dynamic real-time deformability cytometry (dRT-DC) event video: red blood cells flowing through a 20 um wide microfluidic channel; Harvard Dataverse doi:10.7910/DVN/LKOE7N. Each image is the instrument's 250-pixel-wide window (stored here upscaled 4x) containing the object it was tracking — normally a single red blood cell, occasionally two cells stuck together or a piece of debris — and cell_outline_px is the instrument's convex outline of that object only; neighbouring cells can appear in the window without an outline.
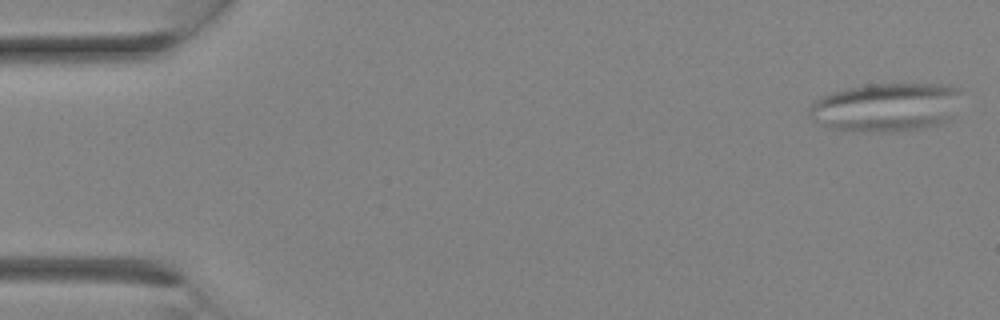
{"species": "Egyptian fruit bat (a non-hibernating species)", "species_latin": "Rousettus aegyptiacus", "temperature_condition": "room temperature", "stored_images_in_passage": 10, "camera_frame_rate_fps": 3000, "um_per_image_px": 0.085, "animal": {"sex": "female"}, "frame": {"image": 1, "passage_image": 1, "time_ms": 0.0, "image_size_px": [1000, 320], "cell_outline_px": [[960, 92], [952, 116], [948, 120], [940, 124], [900, 132], [852, 132], [828, 128], [812, 120], [808, 116], [808, 108], [820, 96], [832, 92], [848, 88], [868, 84], [948, 84], [960, 88]], "centroid_in_image_um": [75.27, 9.13], "position_along_channel_um": 9.7, "area_um2": 43.7}}
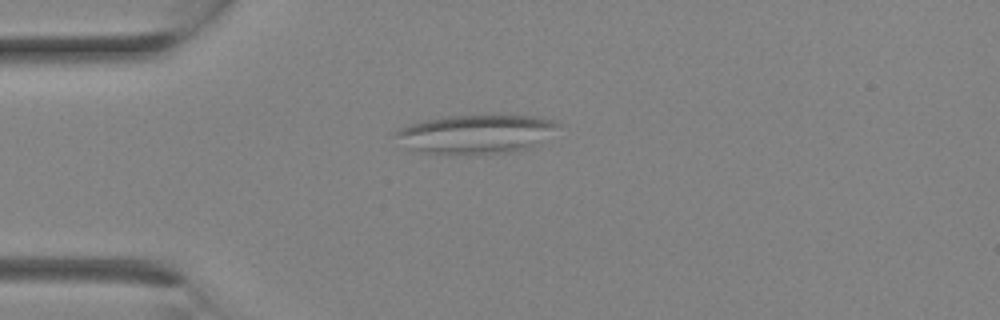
{"frame": {"image": 2, "passage_image": 7, "time_ms": 2.0, "image_size_px": [1000, 320], "cell_outline_px": [[560, 124], [532, 148], [516, 152], [476, 156], [448, 156], [420, 152], [404, 148], [392, 132], [408, 124], [424, 120], [448, 116], [536, 116], [552, 120]], "centroid_in_image_um": [40.35, 11.46], "position_along_channel_um": 44.7, "area_um2": 37.74}}
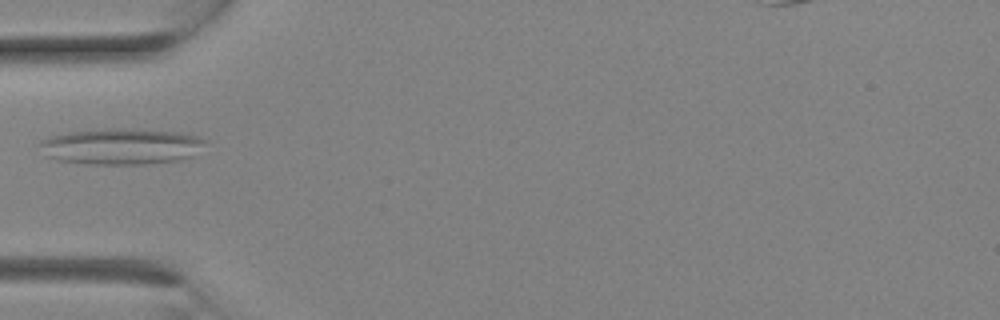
{"frame": {"image": 3, "passage_image": 9, "time_ms": 2.667, "image_size_px": [1000, 320], "cell_outline_px": [[208, 140], [192, 156], [180, 160], [144, 164], [84, 164], [56, 160], [44, 156], [36, 144], [40, 140], [52, 136], [68, 132], [112, 128], [120, 128], [180, 132], [196, 136]], "centroid_in_image_um": [10.23, 12.45], "position_along_channel_um": 74.8, "area_um2": 35.08}}